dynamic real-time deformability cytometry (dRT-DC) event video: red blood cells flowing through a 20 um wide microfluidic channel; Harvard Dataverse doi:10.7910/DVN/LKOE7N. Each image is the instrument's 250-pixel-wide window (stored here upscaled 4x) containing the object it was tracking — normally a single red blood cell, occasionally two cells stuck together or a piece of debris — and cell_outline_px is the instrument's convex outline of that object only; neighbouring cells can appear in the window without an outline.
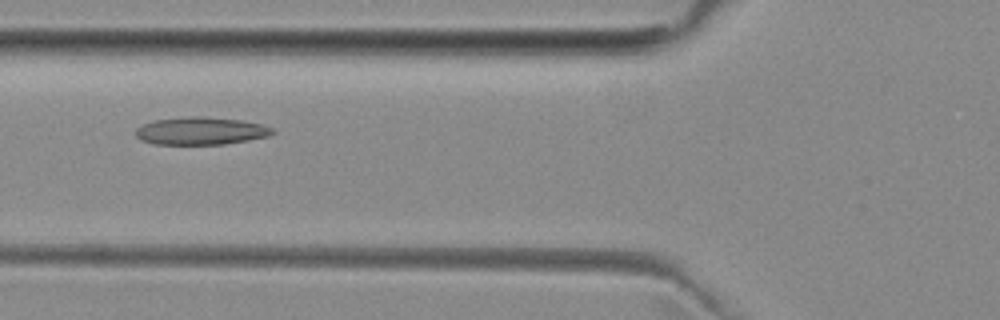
{"species": "common noctule bat (a hibernating species)", "species_latin": "Nyctalus noctula", "temperature_condition": "room temperature", "stored_images_in_passage": 7, "camera_frame_rate_fps": 3000, "um_per_image_px": 0.085, "animal": {"sex": "female", "body_mass_g": 29.2, "forearm_length_mm": 56.3}, "frame": {"image": 1, "passage_image": 7, "time_ms": 8.333, "image_size_px": [1000, 320], "cell_outline_px": [[276, 132], [268, 136], [248, 140], [224, 144], [156, 144], [140, 140], [136, 136], [136, 128], [152, 120], [192, 116], [204, 116], [240, 120], [260, 124], [272, 128]], "centroid_in_image_um": [17.05, 11.12], "position_along_channel_um": 108.7, "area_um2": 21.96}}